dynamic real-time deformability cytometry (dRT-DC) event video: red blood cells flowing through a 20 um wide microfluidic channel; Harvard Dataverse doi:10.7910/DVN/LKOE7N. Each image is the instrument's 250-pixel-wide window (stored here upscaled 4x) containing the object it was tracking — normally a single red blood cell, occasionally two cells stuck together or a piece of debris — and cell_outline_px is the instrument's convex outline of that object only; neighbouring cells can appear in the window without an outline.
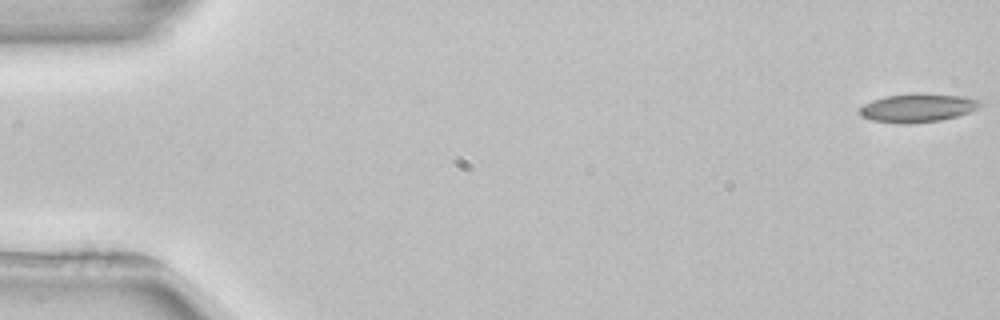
{"species": "common noctule bat (a hibernating species)", "species_latin": "Nyctalus noctula", "temperature_condition": "room temperature", "stored_images_in_passage": 4, "camera_frame_rate_fps": 3000, "um_per_image_px": 0.085, "animal": {"sex": "female", "body_mass_g": 22.7, "forearm_length_mm": 54.2}, "frame": {"image": 1, "passage_image": 1, "time_ms": 0.0, "image_size_px": [1000, 320], "cell_outline_px": [[984, 104], [980, 108], [956, 116], [940, 120], [908, 124], [904, 124], [872, 120], [864, 116], [860, 112], [860, 108], [864, 104], [872, 100], [884, 96], [916, 92], [964, 96], [984, 100]], "centroid_in_image_um": [78.08, 9.14], "position_along_channel_um": 6.9, "area_um2": 20.29}}
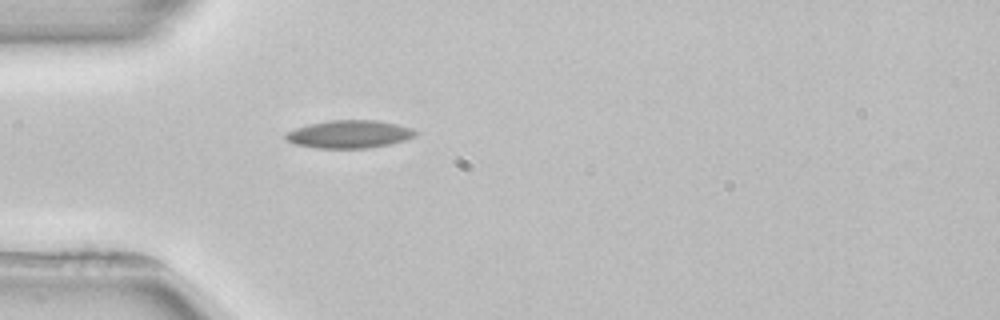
{"frame": {"image": 2, "passage_image": 4, "time_ms": 5.0, "image_size_px": [1000, 320], "cell_outline_px": [[420, 132], [416, 136], [404, 140], [388, 144], [368, 148], [316, 148], [296, 144], [288, 140], [284, 136], [284, 132], [308, 124], [328, 120], [376, 120], [396, 124], [412, 128]], "centroid_in_image_um": [29.69, 11.4], "position_along_channel_um": 55.3, "area_um2": 21.1}}